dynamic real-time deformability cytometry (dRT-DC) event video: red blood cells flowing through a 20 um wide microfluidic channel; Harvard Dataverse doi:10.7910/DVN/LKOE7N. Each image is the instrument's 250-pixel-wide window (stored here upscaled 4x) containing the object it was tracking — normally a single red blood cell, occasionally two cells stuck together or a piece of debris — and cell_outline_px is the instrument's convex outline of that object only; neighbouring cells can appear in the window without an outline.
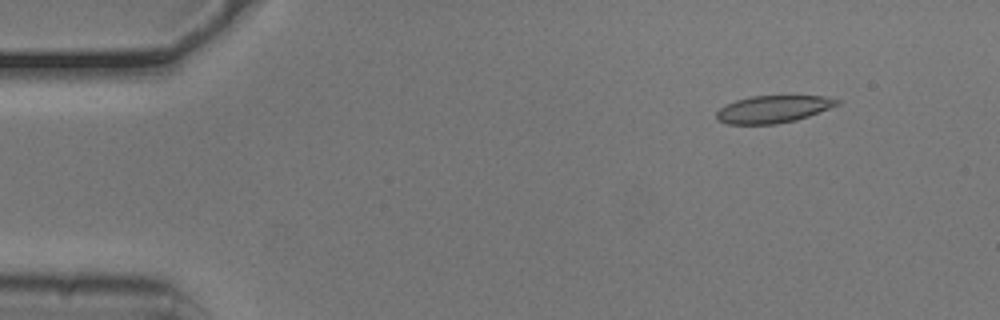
{"species": "common noctule bat (a hibernating species)", "species_latin": "Nyctalus noctula", "temperature_condition": "cold", "stored_images_in_passage": 48, "camera_frame_rate_fps": 3000, "um_per_image_px": 0.085, "animal": {"sex": "male", "body_mass_g": 20.5, "forearm_length_mm": 52.5}, "frame": {"image": 1, "passage_image": 1, "time_ms": 0.0, "image_size_px": [1000, 320], "cell_outline_px": [[840, 104], [808, 116], [796, 120], [776, 124], [728, 124], [716, 120], [716, 112], [724, 104], [736, 100], [752, 96], [824, 96], [840, 100]], "centroid_in_image_um": [65.68, 9.28], "position_along_channel_um": 19.3, "area_um2": 19.19}}
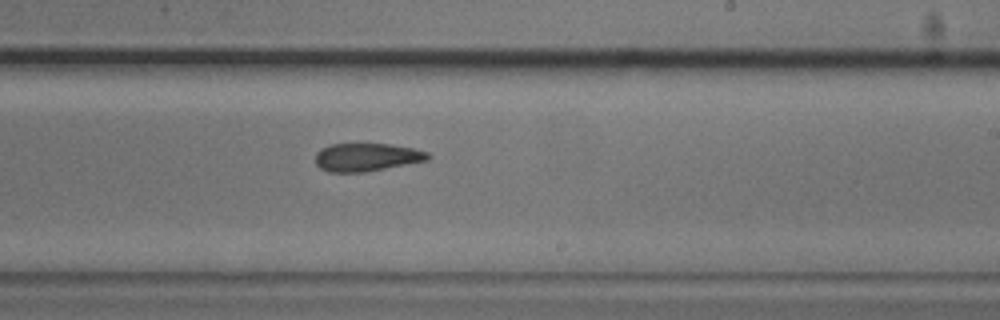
{"frame": {"image": 2, "passage_image": 27, "time_ms": 8.667, "image_size_px": [1000, 320], "cell_outline_px": [[432, 156], [428, 160], [364, 172], [328, 172], [320, 168], [316, 164], [316, 152], [320, 148], [332, 144], [392, 144], [412, 148], [428, 152]], "centroid_in_image_um": [31.16, 13.36], "position_along_channel_um": 257.8, "area_um2": 18.38}}
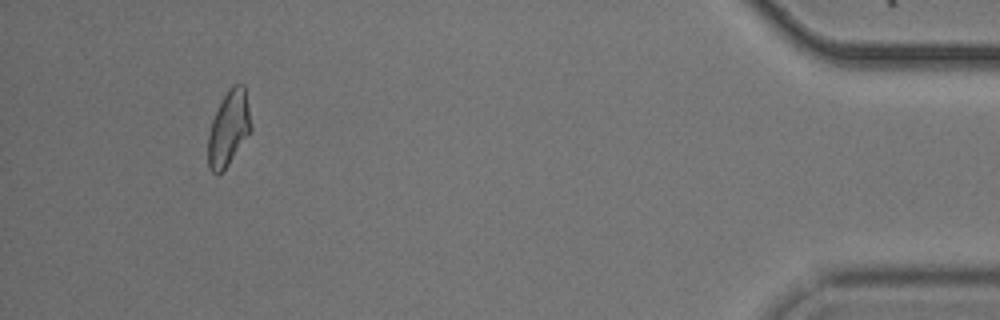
{"frame": {"image": 3, "passage_image": 45, "time_ms": 14.667, "image_size_px": [1000, 320], "cell_outline_px": [[252, 128], [228, 164], [220, 172], [212, 172], [208, 168], [208, 136], [212, 120], [228, 88], [232, 84], [244, 84], [252, 124]], "centroid_in_image_um": [19.44, 10.87], "position_along_channel_um": 415.8, "area_um2": 18.38}, "authors_computed_cell_mechanics": {"area_um2": 19.2185, "velocity_mm_per_s": 3.7537, "shape_relaxation_time_tau1_ms": 10.233, "shape_relaxation_time_tau2_ms": 4.7945, "deformation_change_tau1": 0.2295, "deformation_change_tau2": 0.1372}}